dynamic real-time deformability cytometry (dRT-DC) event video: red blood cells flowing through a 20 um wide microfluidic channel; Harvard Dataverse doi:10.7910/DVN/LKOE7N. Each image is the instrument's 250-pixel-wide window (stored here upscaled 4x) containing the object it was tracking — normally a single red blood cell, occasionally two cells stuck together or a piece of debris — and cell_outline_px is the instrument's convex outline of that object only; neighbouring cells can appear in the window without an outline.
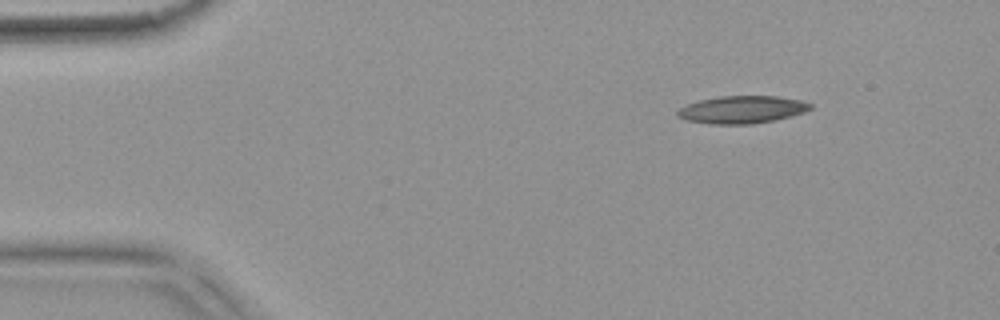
{"species": "common noctule bat (a hibernating species)", "species_latin": "Nyctalus noctula", "temperature_condition": "warm", "stored_images_in_passage": 48, "camera_frame_rate_fps": 3000, "um_per_image_px": 0.085, "animal": {"sex": "female", "body_mass_g": 18.4}, "frame": {"image": 1, "passage_image": 1, "time_ms": 0.0, "image_size_px": [1000, 320], "cell_outline_px": [[812, 108], [804, 112], [776, 120], [752, 124], [712, 124], [688, 120], [676, 116], [676, 112], [680, 108], [688, 104], [700, 100], [720, 96], [776, 96], [800, 100], [812, 104]], "centroid_in_image_um": [63.08, 9.32], "position_along_channel_um": 21.9, "area_um2": 21.21}}
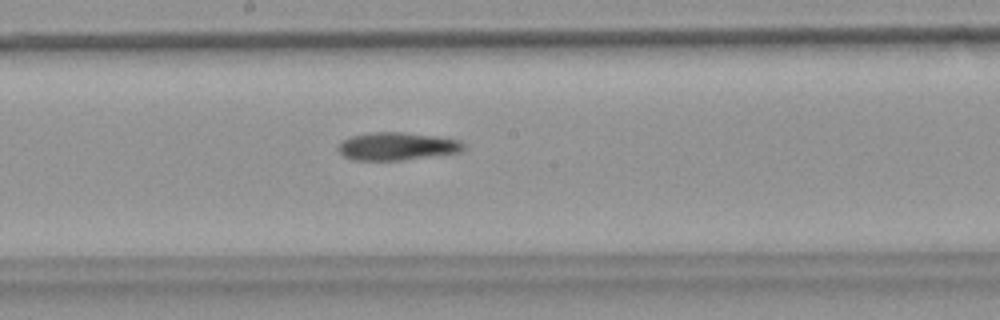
{"frame": {"image": 2, "passage_image": 23, "time_ms": 7.333, "image_size_px": [1000, 320], "cell_outline_px": [[464, 148], [460, 152], [400, 160], [352, 160], [344, 156], [336, 148], [344, 140], [352, 136], [368, 132], [404, 132], [460, 140], [464, 144]], "centroid_in_image_um": [33.71, 12.43], "position_along_channel_um": 214.5, "area_um2": 20.11}}
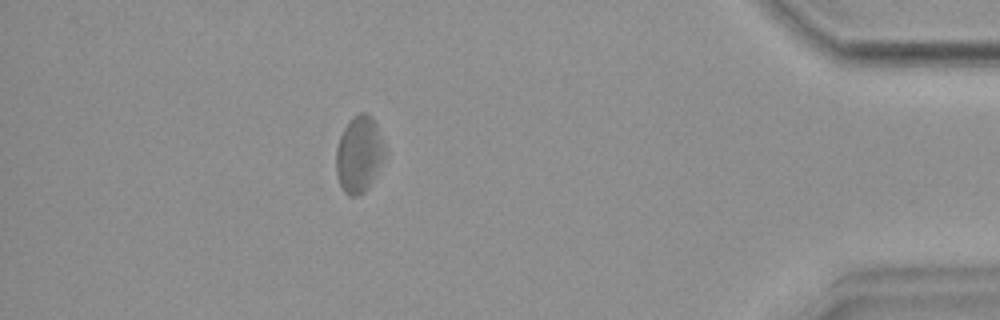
{"frame": {"image": 3, "passage_image": 42, "time_ms": 13.667, "image_size_px": [1000, 320], "cell_outline_px": [[384, 156], [368, 188], [364, 192], [356, 196], [348, 196], [344, 192], [340, 184], [336, 172], [336, 148], [340, 136], [344, 128], [352, 116], [360, 112], [368, 112], [376, 120], [384, 148]], "centroid_in_image_um": [30.5, 13.08], "position_along_channel_um": 404.7, "area_um2": 21.62}, "authors_computed_cell_mechanics": {"area_um2": 21.097, "velocity_mm_per_s": 3.7349, "shape_relaxation_time_tau1_ms": null, "shape_relaxation_time_tau2_ms": 9.1352, "deformation_change_tau1": null, "deformation_change_tau2": 0.235}}